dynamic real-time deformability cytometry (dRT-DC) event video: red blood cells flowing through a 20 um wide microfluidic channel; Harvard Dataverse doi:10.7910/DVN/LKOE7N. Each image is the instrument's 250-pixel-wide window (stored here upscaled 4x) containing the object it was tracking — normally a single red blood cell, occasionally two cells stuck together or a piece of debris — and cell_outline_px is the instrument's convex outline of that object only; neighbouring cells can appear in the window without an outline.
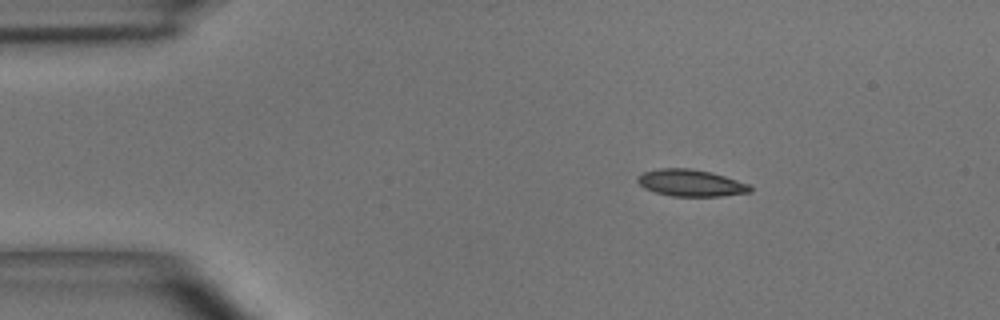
{"species": "common noctule bat (a hibernating species)", "species_latin": "Nyctalus noctula", "temperature_condition": "room temperature", "stored_images_in_passage": 43, "camera_frame_rate_fps": 3000, "um_per_image_px": 0.085, "animal": {"sex": "male", "body_mass_g": 15.6}, "frame": {"image": 1, "passage_image": 1, "time_ms": 0.0, "image_size_px": [1000, 320], "cell_outline_px": [[752, 192], [720, 196], [672, 196], [656, 192], [644, 188], [636, 180], [636, 176], [644, 172], [660, 168], [688, 168], [712, 172], [748, 184], [752, 188]], "centroid_in_image_um": [58.7, 15.55], "position_along_channel_um": 26.3, "area_um2": 17.51}}
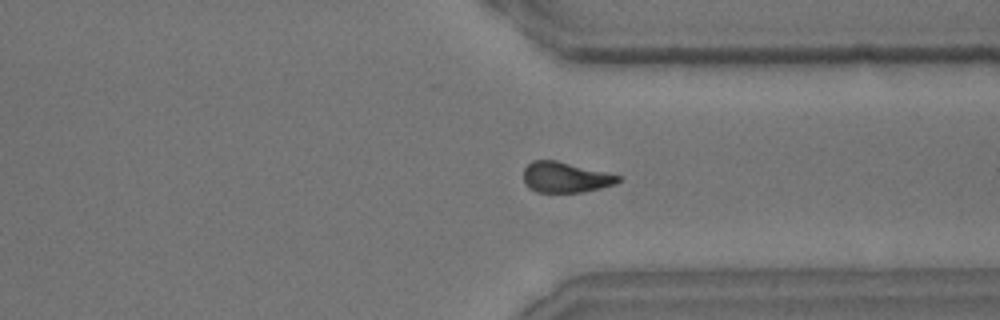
{"frame": {"image": 2, "passage_image": 31, "time_ms": 10.0, "image_size_px": [1000, 320], "cell_outline_px": [[620, 180], [616, 184], [584, 192], [536, 192], [528, 188], [524, 180], [524, 168], [532, 160], [556, 160], [620, 176]], "centroid_in_image_um": [48.03, 15.08], "position_along_channel_um": 363.4, "area_um2": 16.7}}
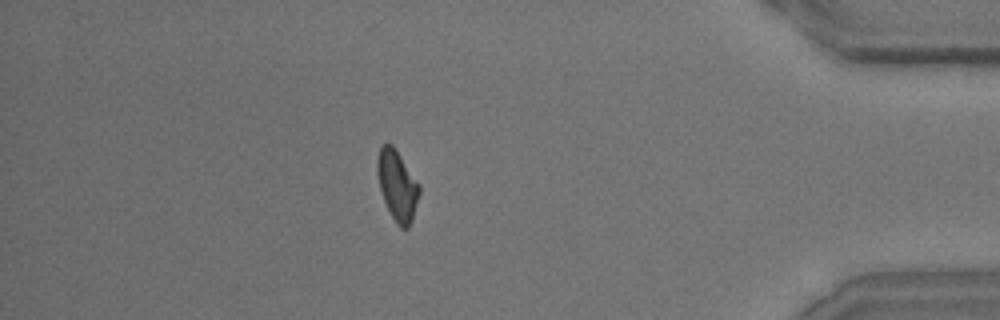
{"frame": {"image": 3, "passage_image": 37, "time_ms": 12.0, "image_size_px": [1000, 320], "cell_outline_px": [[420, 192], [412, 220], [408, 228], [400, 228], [396, 224], [384, 200], [380, 188], [376, 172], [376, 160], [380, 148], [384, 144], [392, 144], [396, 148], [420, 188]], "centroid_in_image_um": [33.75, 15.76], "position_along_channel_um": 401.5, "area_um2": 16.94}, "authors_computed_cell_mechanics": {"area_um2": 17.3978, "velocity_mm_per_s": 3.9599, "shape_relaxation_time_tau1_ms": 3.7636, "shape_relaxation_time_tau2_ms": 5.0705, "deformation_change_tau1": 0.1319, "deformation_change_tau2": 0.1211}}